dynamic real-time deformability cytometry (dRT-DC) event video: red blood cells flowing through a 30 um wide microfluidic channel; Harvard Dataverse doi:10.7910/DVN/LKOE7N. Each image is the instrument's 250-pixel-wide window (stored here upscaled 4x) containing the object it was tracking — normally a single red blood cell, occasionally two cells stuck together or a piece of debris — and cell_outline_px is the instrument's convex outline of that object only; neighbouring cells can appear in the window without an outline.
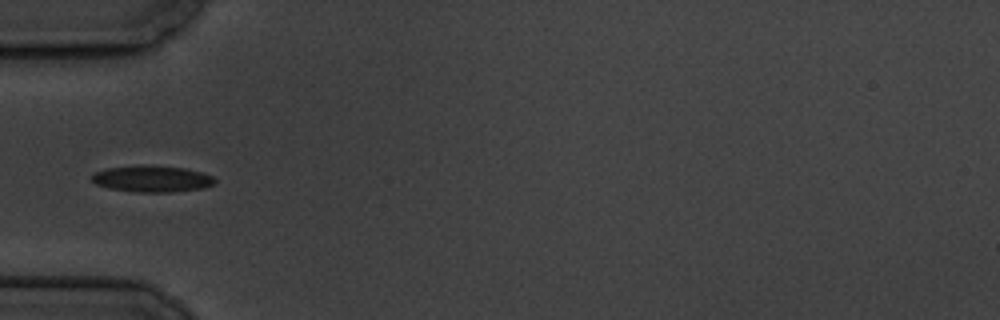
{"species": "common noctule bat (a hibernating species)", "species_latin": "Nyctalus noctula", "temperature_condition": "cold", "stored_images_in_passage": 34, "camera_frame_rate_fps": 3000, "um_per_image_px": 0.085, "animal": {"sex": "male", "body_mass_g": 19.5, "forearm_length_mm": 54.6}, "frame": {"image": 1, "passage_image": 1, "time_ms": 0.0, "image_size_px": [1000, 320], "cell_outline_px": [[216, 184], [204, 188], [172, 192], [136, 192], [108, 188], [96, 184], [92, 180], [92, 172], [104, 168], [140, 164], [184, 168], [204, 172], [212, 176], [216, 180]], "centroid_in_image_um": [12.91, 15.19], "position_along_channel_um": 72.1, "area_um2": 19.36}}
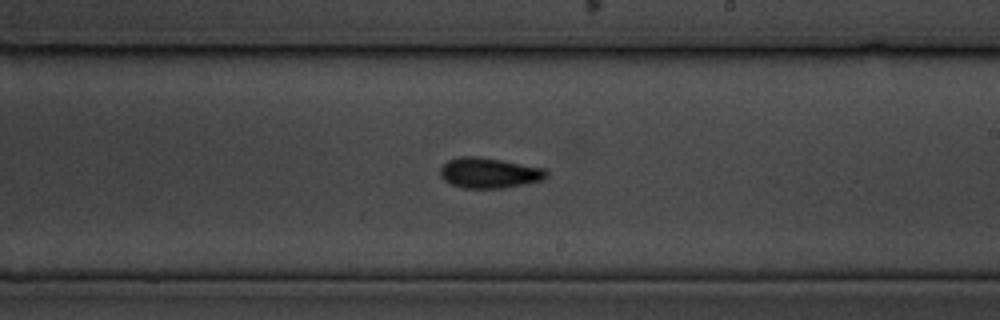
{"frame": {"image": 2, "passage_image": 16, "time_ms": 5.0, "image_size_px": [1000, 320], "cell_outline_px": [[548, 176], [544, 180], [504, 188], [464, 188], [452, 184], [444, 180], [440, 176], [440, 168], [448, 160], [460, 156], [480, 156], [548, 168]], "centroid_in_image_um": [41.63, 14.68], "position_along_channel_um": 247.4, "area_um2": 19.13}}
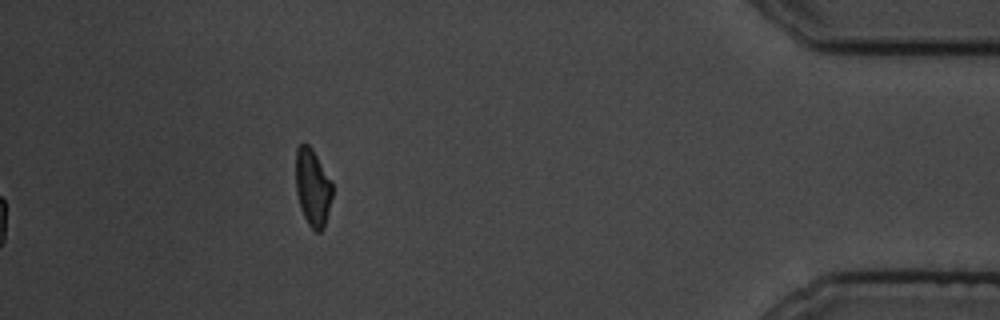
{"frame": {"image": 3, "passage_image": 34, "time_ms": 11.0, "image_size_px": [1000, 320], "cell_outline_px": [[332, 196], [324, 228], [320, 232], [316, 232], [308, 224], [300, 208], [296, 192], [296, 148], [300, 144], [308, 144], [312, 148], [332, 180]], "centroid_in_image_um": [26.58, 15.93], "position_along_channel_um": 408.6, "area_um2": 16.59}, "authors_computed_cell_mechanics": {"area_um2": 17.9758, "velocity_mm_per_s": 3.5115, "shape_relaxation_time_tau1_ms": 3.9306, "shape_relaxation_time_tau2_ms": 3.6181, "deformation_change_tau1": 0.1345, "deformation_change_tau2": 0.0794}}